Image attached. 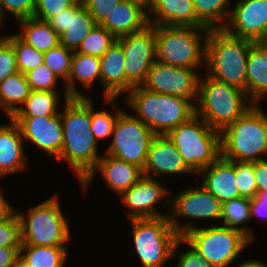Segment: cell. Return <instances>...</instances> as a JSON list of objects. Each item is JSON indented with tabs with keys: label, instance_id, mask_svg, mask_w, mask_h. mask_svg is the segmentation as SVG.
I'll return each mask as SVG.
<instances>
[{
	"label": "cell",
	"instance_id": "cell-50",
	"mask_svg": "<svg viewBox=\"0 0 267 267\" xmlns=\"http://www.w3.org/2000/svg\"><path fill=\"white\" fill-rule=\"evenodd\" d=\"M233 267H267V263L265 261L259 260L258 258H248L244 262L233 266Z\"/></svg>",
	"mask_w": 267,
	"mask_h": 267
},
{
	"label": "cell",
	"instance_id": "cell-15",
	"mask_svg": "<svg viewBox=\"0 0 267 267\" xmlns=\"http://www.w3.org/2000/svg\"><path fill=\"white\" fill-rule=\"evenodd\" d=\"M204 70L176 67L155 60L141 86L151 92L183 97L196 104L199 78Z\"/></svg>",
	"mask_w": 267,
	"mask_h": 267
},
{
	"label": "cell",
	"instance_id": "cell-13",
	"mask_svg": "<svg viewBox=\"0 0 267 267\" xmlns=\"http://www.w3.org/2000/svg\"><path fill=\"white\" fill-rule=\"evenodd\" d=\"M163 181L148 176H142L129 190L124 191L119 201L124 205L122 213L127 220L135 218H156L169 215L170 188ZM163 200V201H162ZM166 208L161 210L160 204ZM163 213H162V212Z\"/></svg>",
	"mask_w": 267,
	"mask_h": 267
},
{
	"label": "cell",
	"instance_id": "cell-37",
	"mask_svg": "<svg viewBox=\"0 0 267 267\" xmlns=\"http://www.w3.org/2000/svg\"><path fill=\"white\" fill-rule=\"evenodd\" d=\"M74 51L61 44L44 53L43 63L60 79L67 81Z\"/></svg>",
	"mask_w": 267,
	"mask_h": 267
},
{
	"label": "cell",
	"instance_id": "cell-21",
	"mask_svg": "<svg viewBox=\"0 0 267 267\" xmlns=\"http://www.w3.org/2000/svg\"><path fill=\"white\" fill-rule=\"evenodd\" d=\"M8 119L6 123L0 122V181L6 176L26 172L31 163L18 125L12 118Z\"/></svg>",
	"mask_w": 267,
	"mask_h": 267
},
{
	"label": "cell",
	"instance_id": "cell-20",
	"mask_svg": "<svg viewBox=\"0 0 267 267\" xmlns=\"http://www.w3.org/2000/svg\"><path fill=\"white\" fill-rule=\"evenodd\" d=\"M46 22L59 35V44L73 51L97 25L81 0Z\"/></svg>",
	"mask_w": 267,
	"mask_h": 267
},
{
	"label": "cell",
	"instance_id": "cell-40",
	"mask_svg": "<svg viewBox=\"0 0 267 267\" xmlns=\"http://www.w3.org/2000/svg\"><path fill=\"white\" fill-rule=\"evenodd\" d=\"M36 0H0V28L7 25L6 16L12 17L15 22L33 17Z\"/></svg>",
	"mask_w": 267,
	"mask_h": 267
},
{
	"label": "cell",
	"instance_id": "cell-53",
	"mask_svg": "<svg viewBox=\"0 0 267 267\" xmlns=\"http://www.w3.org/2000/svg\"><path fill=\"white\" fill-rule=\"evenodd\" d=\"M260 43H263V44H266V45H267V29H266V32H265V36H264V38L260 41Z\"/></svg>",
	"mask_w": 267,
	"mask_h": 267
},
{
	"label": "cell",
	"instance_id": "cell-10",
	"mask_svg": "<svg viewBox=\"0 0 267 267\" xmlns=\"http://www.w3.org/2000/svg\"><path fill=\"white\" fill-rule=\"evenodd\" d=\"M182 237L213 267H233L234 262H244L245 259L238 260L241 253L254 244L241 231L220 224H204Z\"/></svg>",
	"mask_w": 267,
	"mask_h": 267
},
{
	"label": "cell",
	"instance_id": "cell-26",
	"mask_svg": "<svg viewBox=\"0 0 267 267\" xmlns=\"http://www.w3.org/2000/svg\"><path fill=\"white\" fill-rule=\"evenodd\" d=\"M96 83L101 86L100 59L95 56L80 54L74 51L70 74L67 81L64 83L68 96L92 97L90 92H85L93 90V86L98 87ZM79 85H81V88ZM80 89H85L86 91L83 92Z\"/></svg>",
	"mask_w": 267,
	"mask_h": 267
},
{
	"label": "cell",
	"instance_id": "cell-47",
	"mask_svg": "<svg viewBox=\"0 0 267 267\" xmlns=\"http://www.w3.org/2000/svg\"><path fill=\"white\" fill-rule=\"evenodd\" d=\"M254 175L257 192H267V159L254 161Z\"/></svg>",
	"mask_w": 267,
	"mask_h": 267
},
{
	"label": "cell",
	"instance_id": "cell-24",
	"mask_svg": "<svg viewBox=\"0 0 267 267\" xmlns=\"http://www.w3.org/2000/svg\"><path fill=\"white\" fill-rule=\"evenodd\" d=\"M148 20L153 26L205 27L197 19L192 0H150Z\"/></svg>",
	"mask_w": 267,
	"mask_h": 267
},
{
	"label": "cell",
	"instance_id": "cell-33",
	"mask_svg": "<svg viewBox=\"0 0 267 267\" xmlns=\"http://www.w3.org/2000/svg\"><path fill=\"white\" fill-rule=\"evenodd\" d=\"M68 247L21 245L20 257L29 267H66Z\"/></svg>",
	"mask_w": 267,
	"mask_h": 267
},
{
	"label": "cell",
	"instance_id": "cell-11",
	"mask_svg": "<svg viewBox=\"0 0 267 267\" xmlns=\"http://www.w3.org/2000/svg\"><path fill=\"white\" fill-rule=\"evenodd\" d=\"M172 193L170 192V211L168 218L172 228L179 236H183L191 229L201 227V224L203 222L205 223L206 220V225H209L211 221L213 222L211 225L219 224L222 202L207 191L200 183L199 186L198 184H194V186L191 185L190 187L181 188L174 195ZM200 220L202 222L197 223Z\"/></svg>",
	"mask_w": 267,
	"mask_h": 267
},
{
	"label": "cell",
	"instance_id": "cell-6",
	"mask_svg": "<svg viewBox=\"0 0 267 267\" xmlns=\"http://www.w3.org/2000/svg\"><path fill=\"white\" fill-rule=\"evenodd\" d=\"M254 42L210 29L206 39L205 73L246 92V64Z\"/></svg>",
	"mask_w": 267,
	"mask_h": 267
},
{
	"label": "cell",
	"instance_id": "cell-30",
	"mask_svg": "<svg viewBox=\"0 0 267 267\" xmlns=\"http://www.w3.org/2000/svg\"><path fill=\"white\" fill-rule=\"evenodd\" d=\"M251 198L239 197L222 202V212L219 224L231 229L241 231L253 243L257 238L255 230L250 224Z\"/></svg>",
	"mask_w": 267,
	"mask_h": 267
},
{
	"label": "cell",
	"instance_id": "cell-17",
	"mask_svg": "<svg viewBox=\"0 0 267 267\" xmlns=\"http://www.w3.org/2000/svg\"><path fill=\"white\" fill-rule=\"evenodd\" d=\"M97 174L101 176L106 189L108 188L117 196L129 190L143 176L142 169L138 166L103 153L96 166L78 184L82 195L88 194L87 191H90L89 188L95 182Z\"/></svg>",
	"mask_w": 267,
	"mask_h": 267
},
{
	"label": "cell",
	"instance_id": "cell-28",
	"mask_svg": "<svg viewBox=\"0 0 267 267\" xmlns=\"http://www.w3.org/2000/svg\"><path fill=\"white\" fill-rule=\"evenodd\" d=\"M69 98L66 90L31 91L24 104L12 117L54 116L60 113L63 104Z\"/></svg>",
	"mask_w": 267,
	"mask_h": 267
},
{
	"label": "cell",
	"instance_id": "cell-19",
	"mask_svg": "<svg viewBox=\"0 0 267 267\" xmlns=\"http://www.w3.org/2000/svg\"><path fill=\"white\" fill-rule=\"evenodd\" d=\"M144 176L166 180L169 176H196L184 163L177 147L167 135H155L150 143L145 166Z\"/></svg>",
	"mask_w": 267,
	"mask_h": 267
},
{
	"label": "cell",
	"instance_id": "cell-31",
	"mask_svg": "<svg viewBox=\"0 0 267 267\" xmlns=\"http://www.w3.org/2000/svg\"><path fill=\"white\" fill-rule=\"evenodd\" d=\"M31 93L25 74L17 72L0 82V111L11 118Z\"/></svg>",
	"mask_w": 267,
	"mask_h": 267
},
{
	"label": "cell",
	"instance_id": "cell-52",
	"mask_svg": "<svg viewBox=\"0 0 267 267\" xmlns=\"http://www.w3.org/2000/svg\"><path fill=\"white\" fill-rule=\"evenodd\" d=\"M126 1H133L140 4H149L150 0H126Z\"/></svg>",
	"mask_w": 267,
	"mask_h": 267
},
{
	"label": "cell",
	"instance_id": "cell-14",
	"mask_svg": "<svg viewBox=\"0 0 267 267\" xmlns=\"http://www.w3.org/2000/svg\"><path fill=\"white\" fill-rule=\"evenodd\" d=\"M155 35L156 26L149 24L139 32L117 38L124 52L126 94L145 82L156 60Z\"/></svg>",
	"mask_w": 267,
	"mask_h": 267
},
{
	"label": "cell",
	"instance_id": "cell-45",
	"mask_svg": "<svg viewBox=\"0 0 267 267\" xmlns=\"http://www.w3.org/2000/svg\"><path fill=\"white\" fill-rule=\"evenodd\" d=\"M97 25H100L120 0H81Z\"/></svg>",
	"mask_w": 267,
	"mask_h": 267
},
{
	"label": "cell",
	"instance_id": "cell-2",
	"mask_svg": "<svg viewBox=\"0 0 267 267\" xmlns=\"http://www.w3.org/2000/svg\"><path fill=\"white\" fill-rule=\"evenodd\" d=\"M125 108L156 135H166L195 113V104L186 98L151 92L136 86L123 97ZM135 114V115H134Z\"/></svg>",
	"mask_w": 267,
	"mask_h": 267
},
{
	"label": "cell",
	"instance_id": "cell-32",
	"mask_svg": "<svg viewBox=\"0 0 267 267\" xmlns=\"http://www.w3.org/2000/svg\"><path fill=\"white\" fill-rule=\"evenodd\" d=\"M93 98L94 97H91L90 131L95 140L100 144L102 140L107 141L109 138L111 139L118 116L127 109L124 108L126 106H121L119 104L123 98H102L104 104L103 108L108 105L109 110L107 108L97 110V108H95L96 103H93L95 101ZM118 105H120V107Z\"/></svg>",
	"mask_w": 267,
	"mask_h": 267
},
{
	"label": "cell",
	"instance_id": "cell-49",
	"mask_svg": "<svg viewBox=\"0 0 267 267\" xmlns=\"http://www.w3.org/2000/svg\"><path fill=\"white\" fill-rule=\"evenodd\" d=\"M3 189L6 188H4L3 185H0V220L3 219L14 207L10 202L12 200H9L6 197V194L8 193H5Z\"/></svg>",
	"mask_w": 267,
	"mask_h": 267
},
{
	"label": "cell",
	"instance_id": "cell-38",
	"mask_svg": "<svg viewBox=\"0 0 267 267\" xmlns=\"http://www.w3.org/2000/svg\"><path fill=\"white\" fill-rule=\"evenodd\" d=\"M25 76L31 91L66 90L63 82L44 63L26 72ZM59 84L62 85L61 88H59Z\"/></svg>",
	"mask_w": 267,
	"mask_h": 267
},
{
	"label": "cell",
	"instance_id": "cell-1",
	"mask_svg": "<svg viewBox=\"0 0 267 267\" xmlns=\"http://www.w3.org/2000/svg\"><path fill=\"white\" fill-rule=\"evenodd\" d=\"M90 121L91 97H70L65 101L61 108L63 144L56 160L69 166L78 184L103 155L90 131Z\"/></svg>",
	"mask_w": 267,
	"mask_h": 267
},
{
	"label": "cell",
	"instance_id": "cell-9",
	"mask_svg": "<svg viewBox=\"0 0 267 267\" xmlns=\"http://www.w3.org/2000/svg\"><path fill=\"white\" fill-rule=\"evenodd\" d=\"M127 221L132 228L133 252L138 263L142 267H171L172 251L180 236L168 216Z\"/></svg>",
	"mask_w": 267,
	"mask_h": 267
},
{
	"label": "cell",
	"instance_id": "cell-44",
	"mask_svg": "<svg viewBox=\"0 0 267 267\" xmlns=\"http://www.w3.org/2000/svg\"><path fill=\"white\" fill-rule=\"evenodd\" d=\"M19 72L16 54L11 43L0 34V82L9 75Z\"/></svg>",
	"mask_w": 267,
	"mask_h": 267
},
{
	"label": "cell",
	"instance_id": "cell-42",
	"mask_svg": "<svg viewBox=\"0 0 267 267\" xmlns=\"http://www.w3.org/2000/svg\"><path fill=\"white\" fill-rule=\"evenodd\" d=\"M235 174L240 196L254 198L258 194L254 175V162L235 161Z\"/></svg>",
	"mask_w": 267,
	"mask_h": 267
},
{
	"label": "cell",
	"instance_id": "cell-29",
	"mask_svg": "<svg viewBox=\"0 0 267 267\" xmlns=\"http://www.w3.org/2000/svg\"><path fill=\"white\" fill-rule=\"evenodd\" d=\"M16 23L20 27L14 32L36 50L45 53L59 45V35L46 21L29 17L19 20Z\"/></svg>",
	"mask_w": 267,
	"mask_h": 267
},
{
	"label": "cell",
	"instance_id": "cell-43",
	"mask_svg": "<svg viewBox=\"0 0 267 267\" xmlns=\"http://www.w3.org/2000/svg\"><path fill=\"white\" fill-rule=\"evenodd\" d=\"M78 0H36L33 17L47 21L62 10L72 7Z\"/></svg>",
	"mask_w": 267,
	"mask_h": 267
},
{
	"label": "cell",
	"instance_id": "cell-34",
	"mask_svg": "<svg viewBox=\"0 0 267 267\" xmlns=\"http://www.w3.org/2000/svg\"><path fill=\"white\" fill-rule=\"evenodd\" d=\"M197 19L208 29H223L229 19L232 0H192Z\"/></svg>",
	"mask_w": 267,
	"mask_h": 267
},
{
	"label": "cell",
	"instance_id": "cell-27",
	"mask_svg": "<svg viewBox=\"0 0 267 267\" xmlns=\"http://www.w3.org/2000/svg\"><path fill=\"white\" fill-rule=\"evenodd\" d=\"M246 94L254 104L267 99V45L254 42L246 64Z\"/></svg>",
	"mask_w": 267,
	"mask_h": 267
},
{
	"label": "cell",
	"instance_id": "cell-51",
	"mask_svg": "<svg viewBox=\"0 0 267 267\" xmlns=\"http://www.w3.org/2000/svg\"><path fill=\"white\" fill-rule=\"evenodd\" d=\"M11 267H29L21 257H19Z\"/></svg>",
	"mask_w": 267,
	"mask_h": 267
},
{
	"label": "cell",
	"instance_id": "cell-46",
	"mask_svg": "<svg viewBox=\"0 0 267 267\" xmlns=\"http://www.w3.org/2000/svg\"><path fill=\"white\" fill-rule=\"evenodd\" d=\"M250 214L251 220L258 217V221L262 220V223L263 221L267 223V192L258 193L252 198Z\"/></svg>",
	"mask_w": 267,
	"mask_h": 267
},
{
	"label": "cell",
	"instance_id": "cell-35",
	"mask_svg": "<svg viewBox=\"0 0 267 267\" xmlns=\"http://www.w3.org/2000/svg\"><path fill=\"white\" fill-rule=\"evenodd\" d=\"M8 33H3V36L14 48L19 72L25 74L29 70H33L43 64L44 53L23 41L15 32L12 31Z\"/></svg>",
	"mask_w": 267,
	"mask_h": 267
},
{
	"label": "cell",
	"instance_id": "cell-41",
	"mask_svg": "<svg viewBox=\"0 0 267 267\" xmlns=\"http://www.w3.org/2000/svg\"><path fill=\"white\" fill-rule=\"evenodd\" d=\"M21 223L13 208L0 220V247H21Z\"/></svg>",
	"mask_w": 267,
	"mask_h": 267
},
{
	"label": "cell",
	"instance_id": "cell-39",
	"mask_svg": "<svg viewBox=\"0 0 267 267\" xmlns=\"http://www.w3.org/2000/svg\"><path fill=\"white\" fill-rule=\"evenodd\" d=\"M182 247H185V250ZM172 260H177V264H173L171 267H213L182 236L175 242L172 251Z\"/></svg>",
	"mask_w": 267,
	"mask_h": 267
},
{
	"label": "cell",
	"instance_id": "cell-4",
	"mask_svg": "<svg viewBox=\"0 0 267 267\" xmlns=\"http://www.w3.org/2000/svg\"><path fill=\"white\" fill-rule=\"evenodd\" d=\"M221 157L229 161L267 159V113L254 104L220 132Z\"/></svg>",
	"mask_w": 267,
	"mask_h": 267
},
{
	"label": "cell",
	"instance_id": "cell-22",
	"mask_svg": "<svg viewBox=\"0 0 267 267\" xmlns=\"http://www.w3.org/2000/svg\"><path fill=\"white\" fill-rule=\"evenodd\" d=\"M194 178H200V184L221 202L241 197L236 184L235 161L220 156Z\"/></svg>",
	"mask_w": 267,
	"mask_h": 267
},
{
	"label": "cell",
	"instance_id": "cell-3",
	"mask_svg": "<svg viewBox=\"0 0 267 267\" xmlns=\"http://www.w3.org/2000/svg\"><path fill=\"white\" fill-rule=\"evenodd\" d=\"M59 193L22 211L13 207L21 223L22 245L69 247L73 231L60 204ZM68 243V244H67Z\"/></svg>",
	"mask_w": 267,
	"mask_h": 267
},
{
	"label": "cell",
	"instance_id": "cell-23",
	"mask_svg": "<svg viewBox=\"0 0 267 267\" xmlns=\"http://www.w3.org/2000/svg\"><path fill=\"white\" fill-rule=\"evenodd\" d=\"M148 6L149 4L120 0L100 25L116 39L139 32L149 25Z\"/></svg>",
	"mask_w": 267,
	"mask_h": 267
},
{
	"label": "cell",
	"instance_id": "cell-25",
	"mask_svg": "<svg viewBox=\"0 0 267 267\" xmlns=\"http://www.w3.org/2000/svg\"><path fill=\"white\" fill-rule=\"evenodd\" d=\"M103 98H123L126 95L124 52L116 40L99 58Z\"/></svg>",
	"mask_w": 267,
	"mask_h": 267
},
{
	"label": "cell",
	"instance_id": "cell-16",
	"mask_svg": "<svg viewBox=\"0 0 267 267\" xmlns=\"http://www.w3.org/2000/svg\"><path fill=\"white\" fill-rule=\"evenodd\" d=\"M11 118L18 125L26 145L28 143L35 151L46 153L49 160L56 162L63 144L61 111L54 116Z\"/></svg>",
	"mask_w": 267,
	"mask_h": 267
},
{
	"label": "cell",
	"instance_id": "cell-12",
	"mask_svg": "<svg viewBox=\"0 0 267 267\" xmlns=\"http://www.w3.org/2000/svg\"><path fill=\"white\" fill-rule=\"evenodd\" d=\"M131 110L123 111L116 120L111 140L103 153L134 164L143 170L150 143L156 135L146 124L135 118Z\"/></svg>",
	"mask_w": 267,
	"mask_h": 267
},
{
	"label": "cell",
	"instance_id": "cell-18",
	"mask_svg": "<svg viewBox=\"0 0 267 267\" xmlns=\"http://www.w3.org/2000/svg\"><path fill=\"white\" fill-rule=\"evenodd\" d=\"M227 24L228 34L260 42L267 29V0H236Z\"/></svg>",
	"mask_w": 267,
	"mask_h": 267
},
{
	"label": "cell",
	"instance_id": "cell-48",
	"mask_svg": "<svg viewBox=\"0 0 267 267\" xmlns=\"http://www.w3.org/2000/svg\"><path fill=\"white\" fill-rule=\"evenodd\" d=\"M21 247H0V267H11L20 257Z\"/></svg>",
	"mask_w": 267,
	"mask_h": 267
},
{
	"label": "cell",
	"instance_id": "cell-36",
	"mask_svg": "<svg viewBox=\"0 0 267 267\" xmlns=\"http://www.w3.org/2000/svg\"><path fill=\"white\" fill-rule=\"evenodd\" d=\"M117 39L101 25H96L82 40L76 52L100 58Z\"/></svg>",
	"mask_w": 267,
	"mask_h": 267
},
{
	"label": "cell",
	"instance_id": "cell-7",
	"mask_svg": "<svg viewBox=\"0 0 267 267\" xmlns=\"http://www.w3.org/2000/svg\"><path fill=\"white\" fill-rule=\"evenodd\" d=\"M209 31L206 27L156 26V60L176 67L205 69Z\"/></svg>",
	"mask_w": 267,
	"mask_h": 267
},
{
	"label": "cell",
	"instance_id": "cell-8",
	"mask_svg": "<svg viewBox=\"0 0 267 267\" xmlns=\"http://www.w3.org/2000/svg\"><path fill=\"white\" fill-rule=\"evenodd\" d=\"M166 135L195 175L221 156L220 132L212 129L197 114Z\"/></svg>",
	"mask_w": 267,
	"mask_h": 267
},
{
	"label": "cell",
	"instance_id": "cell-5",
	"mask_svg": "<svg viewBox=\"0 0 267 267\" xmlns=\"http://www.w3.org/2000/svg\"><path fill=\"white\" fill-rule=\"evenodd\" d=\"M253 105L240 88L216 80L205 72L200 75L195 113L212 129L221 132Z\"/></svg>",
	"mask_w": 267,
	"mask_h": 267
}]
</instances>
